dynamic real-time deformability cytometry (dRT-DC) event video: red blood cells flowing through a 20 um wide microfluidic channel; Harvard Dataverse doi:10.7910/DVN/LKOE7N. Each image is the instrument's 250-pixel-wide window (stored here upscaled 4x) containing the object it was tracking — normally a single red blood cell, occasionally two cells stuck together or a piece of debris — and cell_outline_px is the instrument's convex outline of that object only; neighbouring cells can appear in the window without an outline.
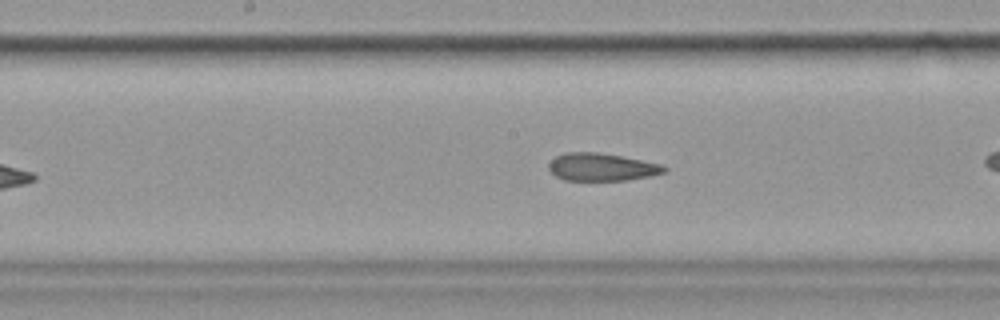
{"species": "common noctule bat (a hibernating species)", "species_latin": "Nyctalus noctula", "temperature_condition": "cold", "stored_images_in_passage": 35, "camera_frame_rate_fps": 3000, "um_per_image_px": 0.085, "animal": {"sex": "female", "body_mass_g": 19.9}, "frame": {"image": 1, "passage_image": 11, "time_ms": 3.333, "image_size_px": [1000, 320], "cell_outline_px": [[668, 168], [664, 172], [648, 176], [628, 180], [564, 180], [556, 176], [548, 168], [548, 164], [556, 156], [568, 152], [596, 152], [620, 156], [660, 164]], "centroid_in_image_um": [51.11, 14.2], "position_along_channel_um": 197.1, "area_um2": 18.32}, "authors_computed_cell_mechanics": {"area_um2": 19.5942, "velocity_mm_per_s": 3.5812, "shape_relaxation_time_tau1_ms": null, "shape_relaxation_time_tau2_ms": 1.7925, "deformation_change_tau1": null, "deformation_change_tau2": 0.082}}